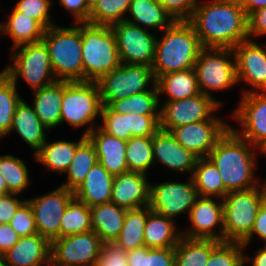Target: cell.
I'll return each instance as SVG.
<instances>
[{"instance_id":"cell-1","label":"cell","mask_w":266,"mask_h":266,"mask_svg":"<svg viewBox=\"0 0 266 266\" xmlns=\"http://www.w3.org/2000/svg\"><path fill=\"white\" fill-rule=\"evenodd\" d=\"M202 48L233 49L248 40L247 15L240 0H210L198 4L188 20Z\"/></svg>"},{"instance_id":"cell-2","label":"cell","mask_w":266,"mask_h":266,"mask_svg":"<svg viewBox=\"0 0 266 266\" xmlns=\"http://www.w3.org/2000/svg\"><path fill=\"white\" fill-rule=\"evenodd\" d=\"M257 149L259 148L229 128L207 155L219 171L228 192L247 190L260 185L259 181L254 179L257 156L254 150Z\"/></svg>"},{"instance_id":"cell-3","label":"cell","mask_w":266,"mask_h":266,"mask_svg":"<svg viewBox=\"0 0 266 266\" xmlns=\"http://www.w3.org/2000/svg\"><path fill=\"white\" fill-rule=\"evenodd\" d=\"M157 39L152 69L156 79L170 72L194 68L202 49L194 27L188 20H176Z\"/></svg>"},{"instance_id":"cell-4","label":"cell","mask_w":266,"mask_h":266,"mask_svg":"<svg viewBox=\"0 0 266 266\" xmlns=\"http://www.w3.org/2000/svg\"><path fill=\"white\" fill-rule=\"evenodd\" d=\"M83 81L97 82L121 64L111 26L80 22Z\"/></svg>"},{"instance_id":"cell-5","label":"cell","mask_w":266,"mask_h":266,"mask_svg":"<svg viewBox=\"0 0 266 266\" xmlns=\"http://www.w3.org/2000/svg\"><path fill=\"white\" fill-rule=\"evenodd\" d=\"M76 24L73 27L55 24L43 35L42 41L48 48L56 80L83 81L82 36L80 22Z\"/></svg>"},{"instance_id":"cell-6","label":"cell","mask_w":266,"mask_h":266,"mask_svg":"<svg viewBox=\"0 0 266 266\" xmlns=\"http://www.w3.org/2000/svg\"><path fill=\"white\" fill-rule=\"evenodd\" d=\"M265 199L266 182L251 189L231 191L224 197V241L242 242L251 233L258 209Z\"/></svg>"},{"instance_id":"cell-7","label":"cell","mask_w":266,"mask_h":266,"mask_svg":"<svg viewBox=\"0 0 266 266\" xmlns=\"http://www.w3.org/2000/svg\"><path fill=\"white\" fill-rule=\"evenodd\" d=\"M102 107L97 82L64 81L60 124L66 121L73 128H80L87 124L88 129L83 133L87 136L95 128L92 122L97 116H101Z\"/></svg>"},{"instance_id":"cell-8","label":"cell","mask_w":266,"mask_h":266,"mask_svg":"<svg viewBox=\"0 0 266 266\" xmlns=\"http://www.w3.org/2000/svg\"><path fill=\"white\" fill-rule=\"evenodd\" d=\"M11 53L13 64L2 69V72L14 84H18L19 76L33 90L43 88L56 81L48 48L43 41L15 47Z\"/></svg>"},{"instance_id":"cell-9","label":"cell","mask_w":266,"mask_h":266,"mask_svg":"<svg viewBox=\"0 0 266 266\" xmlns=\"http://www.w3.org/2000/svg\"><path fill=\"white\" fill-rule=\"evenodd\" d=\"M194 69L200 92L209 97H213L212 91H224L238 83L235 56L230 48H202Z\"/></svg>"},{"instance_id":"cell-10","label":"cell","mask_w":266,"mask_h":266,"mask_svg":"<svg viewBox=\"0 0 266 266\" xmlns=\"http://www.w3.org/2000/svg\"><path fill=\"white\" fill-rule=\"evenodd\" d=\"M156 82L152 67L121 63L118 68L102 76L97 84L102 105L108 106L112 101L152 90L156 86ZM149 84L153 86L148 88Z\"/></svg>"},{"instance_id":"cell-11","label":"cell","mask_w":266,"mask_h":266,"mask_svg":"<svg viewBox=\"0 0 266 266\" xmlns=\"http://www.w3.org/2000/svg\"><path fill=\"white\" fill-rule=\"evenodd\" d=\"M111 29L121 63L152 67L157 39L148 29L127 21L115 23Z\"/></svg>"},{"instance_id":"cell-12","label":"cell","mask_w":266,"mask_h":266,"mask_svg":"<svg viewBox=\"0 0 266 266\" xmlns=\"http://www.w3.org/2000/svg\"><path fill=\"white\" fill-rule=\"evenodd\" d=\"M221 105L220 100L201 92L190 98L165 101L159 108L160 129L170 131L181 125L209 120L213 117L212 112L221 108Z\"/></svg>"},{"instance_id":"cell-13","label":"cell","mask_w":266,"mask_h":266,"mask_svg":"<svg viewBox=\"0 0 266 266\" xmlns=\"http://www.w3.org/2000/svg\"><path fill=\"white\" fill-rule=\"evenodd\" d=\"M199 197L193 177L188 182H162L150 184L149 208L167 218L187 212Z\"/></svg>"},{"instance_id":"cell-14","label":"cell","mask_w":266,"mask_h":266,"mask_svg":"<svg viewBox=\"0 0 266 266\" xmlns=\"http://www.w3.org/2000/svg\"><path fill=\"white\" fill-rule=\"evenodd\" d=\"M73 198V191L60 185L45 195L26 199L33 211L37 233L50 242L60 238L61 218Z\"/></svg>"},{"instance_id":"cell-15","label":"cell","mask_w":266,"mask_h":266,"mask_svg":"<svg viewBox=\"0 0 266 266\" xmlns=\"http://www.w3.org/2000/svg\"><path fill=\"white\" fill-rule=\"evenodd\" d=\"M243 90L241 101L233 112L242 131L230 127L238 136L259 148L266 142V92Z\"/></svg>"},{"instance_id":"cell-16","label":"cell","mask_w":266,"mask_h":266,"mask_svg":"<svg viewBox=\"0 0 266 266\" xmlns=\"http://www.w3.org/2000/svg\"><path fill=\"white\" fill-rule=\"evenodd\" d=\"M101 246L102 241L93 230L71 234L51 241L50 257L63 264L95 266Z\"/></svg>"},{"instance_id":"cell-17","label":"cell","mask_w":266,"mask_h":266,"mask_svg":"<svg viewBox=\"0 0 266 266\" xmlns=\"http://www.w3.org/2000/svg\"><path fill=\"white\" fill-rule=\"evenodd\" d=\"M231 126L213 116L209 120L181 125L170 130L175 140L197 157H207Z\"/></svg>"},{"instance_id":"cell-18","label":"cell","mask_w":266,"mask_h":266,"mask_svg":"<svg viewBox=\"0 0 266 266\" xmlns=\"http://www.w3.org/2000/svg\"><path fill=\"white\" fill-rule=\"evenodd\" d=\"M223 200L214 201L211 197L199 196L190 210L191 227L181 235L193 239H212L224 241ZM219 224L218 234L214 227Z\"/></svg>"},{"instance_id":"cell-19","label":"cell","mask_w":266,"mask_h":266,"mask_svg":"<svg viewBox=\"0 0 266 266\" xmlns=\"http://www.w3.org/2000/svg\"><path fill=\"white\" fill-rule=\"evenodd\" d=\"M265 48L249 39L233 48L238 83L244 81L254 92H266Z\"/></svg>"},{"instance_id":"cell-20","label":"cell","mask_w":266,"mask_h":266,"mask_svg":"<svg viewBox=\"0 0 266 266\" xmlns=\"http://www.w3.org/2000/svg\"><path fill=\"white\" fill-rule=\"evenodd\" d=\"M154 164L160 163L175 172H194L199 157L180 145L170 131L159 129L152 138Z\"/></svg>"},{"instance_id":"cell-21","label":"cell","mask_w":266,"mask_h":266,"mask_svg":"<svg viewBox=\"0 0 266 266\" xmlns=\"http://www.w3.org/2000/svg\"><path fill=\"white\" fill-rule=\"evenodd\" d=\"M146 176L129 171L114 176L110 202L126 210L149 205L151 183Z\"/></svg>"},{"instance_id":"cell-22","label":"cell","mask_w":266,"mask_h":266,"mask_svg":"<svg viewBox=\"0 0 266 266\" xmlns=\"http://www.w3.org/2000/svg\"><path fill=\"white\" fill-rule=\"evenodd\" d=\"M87 138L94 145L98 162L113 176L128 172L126 162L127 141L109 135L95 127Z\"/></svg>"},{"instance_id":"cell-23","label":"cell","mask_w":266,"mask_h":266,"mask_svg":"<svg viewBox=\"0 0 266 266\" xmlns=\"http://www.w3.org/2000/svg\"><path fill=\"white\" fill-rule=\"evenodd\" d=\"M50 250L51 242L37 233L19 237L18 242L3 255L9 266H47Z\"/></svg>"},{"instance_id":"cell-24","label":"cell","mask_w":266,"mask_h":266,"mask_svg":"<svg viewBox=\"0 0 266 266\" xmlns=\"http://www.w3.org/2000/svg\"><path fill=\"white\" fill-rule=\"evenodd\" d=\"M113 177L98 162L90 169L83 183L73 192L74 197L89 207L109 203Z\"/></svg>"},{"instance_id":"cell-25","label":"cell","mask_w":266,"mask_h":266,"mask_svg":"<svg viewBox=\"0 0 266 266\" xmlns=\"http://www.w3.org/2000/svg\"><path fill=\"white\" fill-rule=\"evenodd\" d=\"M63 91L64 81L56 80L33 92L32 107L41 123L50 130L60 125Z\"/></svg>"},{"instance_id":"cell-26","label":"cell","mask_w":266,"mask_h":266,"mask_svg":"<svg viewBox=\"0 0 266 266\" xmlns=\"http://www.w3.org/2000/svg\"><path fill=\"white\" fill-rule=\"evenodd\" d=\"M45 127L36 115L33 107L22 99L16 106L10 132L16 131L34 150V154L46 142Z\"/></svg>"},{"instance_id":"cell-27","label":"cell","mask_w":266,"mask_h":266,"mask_svg":"<svg viewBox=\"0 0 266 266\" xmlns=\"http://www.w3.org/2000/svg\"><path fill=\"white\" fill-rule=\"evenodd\" d=\"M174 219L160 215L147 205V219L144 229V242L148 248L175 247L181 232H177Z\"/></svg>"},{"instance_id":"cell-28","label":"cell","mask_w":266,"mask_h":266,"mask_svg":"<svg viewBox=\"0 0 266 266\" xmlns=\"http://www.w3.org/2000/svg\"><path fill=\"white\" fill-rule=\"evenodd\" d=\"M46 28L30 16L16 11L14 8L6 23H0V33L13 40L12 49L21 45L42 41Z\"/></svg>"},{"instance_id":"cell-29","label":"cell","mask_w":266,"mask_h":266,"mask_svg":"<svg viewBox=\"0 0 266 266\" xmlns=\"http://www.w3.org/2000/svg\"><path fill=\"white\" fill-rule=\"evenodd\" d=\"M92 230L102 242L115 241L123 227L126 209L109 202L90 207Z\"/></svg>"},{"instance_id":"cell-30","label":"cell","mask_w":266,"mask_h":266,"mask_svg":"<svg viewBox=\"0 0 266 266\" xmlns=\"http://www.w3.org/2000/svg\"><path fill=\"white\" fill-rule=\"evenodd\" d=\"M158 94L168 96L165 101L181 100L200 93L194 68L160 75L156 82Z\"/></svg>"},{"instance_id":"cell-31","label":"cell","mask_w":266,"mask_h":266,"mask_svg":"<svg viewBox=\"0 0 266 266\" xmlns=\"http://www.w3.org/2000/svg\"><path fill=\"white\" fill-rule=\"evenodd\" d=\"M87 138L82 135L78 141L46 142L34 154L35 160L41 162L45 168L63 174L69 168L75 156L77 147Z\"/></svg>"},{"instance_id":"cell-32","label":"cell","mask_w":266,"mask_h":266,"mask_svg":"<svg viewBox=\"0 0 266 266\" xmlns=\"http://www.w3.org/2000/svg\"><path fill=\"white\" fill-rule=\"evenodd\" d=\"M128 13L132 20L126 18L125 21L139 27L156 28L160 31L175 21L157 0H131Z\"/></svg>"},{"instance_id":"cell-33","label":"cell","mask_w":266,"mask_h":266,"mask_svg":"<svg viewBox=\"0 0 266 266\" xmlns=\"http://www.w3.org/2000/svg\"><path fill=\"white\" fill-rule=\"evenodd\" d=\"M212 239H193L181 236L175 251V266H206L211 251L219 244Z\"/></svg>"},{"instance_id":"cell-34","label":"cell","mask_w":266,"mask_h":266,"mask_svg":"<svg viewBox=\"0 0 266 266\" xmlns=\"http://www.w3.org/2000/svg\"><path fill=\"white\" fill-rule=\"evenodd\" d=\"M192 177L199 196L213 195L223 200L229 193L224 187L219 171L207 157L198 158Z\"/></svg>"},{"instance_id":"cell-35","label":"cell","mask_w":266,"mask_h":266,"mask_svg":"<svg viewBox=\"0 0 266 266\" xmlns=\"http://www.w3.org/2000/svg\"><path fill=\"white\" fill-rule=\"evenodd\" d=\"M147 219V206L126 210L123 227L115 242L129 251L145 246L144 229Z\"/></svg>"},{"instance_id":"cell-36","label":"cell","mask_w":266,"mask_h":266,"mask_svg":"<svg viewBox=\"0 0 266 266\" xmlns=\"http://www.w3.org/2000/svg\"><path fill=\"white\" fill-rule=\"evenodd\" d=\"M98 163L94 145L86 138L78 147L67 169V181L61 186L68 190L75 191L85 180L90 169Z\"/></svg>"},{"instance_id":"cell-37","label":"cell","mask_w":266,"mask_h":266,"mask_svg":"<svg viewBox=\"0 0 266 266\" xmlns=\"http://www.w3.org/2000/svg\"><path fill=\"white\" fill-rule=\"evenodd\" d=\"M159 98L156 85L152 90L112 101L108 106L119 114L159 115Z\"/></svg>"},{"instance_id":"cell-38","label":"cell","mask_w":266,"mask_h":266,"mask_svg":"<svg viewBox=\"0 0 266 266\" xmlns=\"http://www.w3.org/2000/svg\"><path fill=\"white\" fill-rule=\"evenodd\" d=\"M92 231L90 207L73 198L60 223V237Z\"/></svg>"},{"instance_id":"cell-39","label":"cell","mask_w":266,"mask_h":266,"mask_svg":"<svg viewBox=\"0 0 266 266\" xmlns=\"http://www.w3.org/2000/svg\"><path fill=\"white\" fill-rule=\"evenodd\" d=\"M152 138L131 137L126 145V162L129 172L145 174L154 163Z\"/></svg>"},{"instance_id":"cell-40","label":"cell","mask_w":266,"mask_h":266,"mask_svg":"<svg viewBox=\"0 0 266 266\" xmlns=\"http://www.w3.org/2000/svg\"><path fill=\"white\" fill-rule=\"evenodd\" d=\"M0 175L10 193L19 194L29 186V171L26 163L12 155H0Z\"/></svg>"},{"instance_id":"cell-41","label":"cell","mask_w":266,"mask_h":266,"mask_svg":"<svg viewBox=\"0 0 266 266\" xmlns=\"http://www.w3.org/2000/svg\"><path fill=\"white\" fill-rule=\"evenodd\" d=\"M14 84L2 71L0 72V138L10 134L16 106L21 101Z\"/></svg>"},{"instance_id":"cell-42","label":"cell","mask_w":266,"mask_h":266,"mask_svg":"<svg viewBox=\"0 0 266 266\" xmlns=\"http://www.w3.org/2000/svg\"><path fill=\"white\" fill-rule=\"evenodd\" d=\"M128 266H175L174 247L148 248L146 246L126 251Z\"/></svg>"},{"instance_id":"cell-43","label":"cell","mask_w":266,"mask_h":266,"mask_svg":"<svg viewBox=\"0 0 266 266\" xmlns=\"http://www.w3.org/2000/svg\"><path fill=\"white\" fill-rule=\"evenodd\" d=\"M131 0H99L91 11L89 23L112 26L125 21ZM124 16V17H123Z\"/></svg>"},{"instance_id":"cell-44","label":"cell","mask_w":266,"mask_h":266,"mask_svg":"<svg viewBox=\"0 0 266 266\" xmlns=\"http://www.w3.org/2000/svg\"><path fill=\"white\" fill-rule=\"evenodd\" d=\"M241 242L221 241L210 254L206 266H240L244 263Z\"/></svg>"},{"instance_id":"cell-45","label":"cell","mask_w":266,"mask_h":266,"mask_svg":"<svg viewBox=\"0 0 266 266\" xmlns=\"http://www.w3.org/2000/svg\"><path fill=\"white\" fill-rule=\"evenodd\" d=\"M100 117L103 124L99 128L102 131L126 141L132 137L129 130V114H119L109 106H103Z\"/></svg>"},{"instance_id":"cell-46","label":"cell","mask_w":266,"mask_h":266,"mask_svg":"<svg viewBox=\"0 0 266 266\" xmlns=\"http://www.w3.org/2000/svg\"><path fill=\"white\" fill-rule=\"evenodd\" d=\"M52 0H19L14 9L39 21L46 29L53 26L49 13Z\"/></svg>"},{"instance_id":"cell-47","label":"cell","mask_w":266,"mask_h":266,"mask_svg":"<svg viewBox=\"0 0 266 266\" xmlns=\"http://www.w3.org/2000/svg\"><path fill=\"white\" fill-rule=\"evenodd\" d=\"M9 225L19 237L37 234V227L30 204L25 201L10 220Z\"/></svg>"},{"instance_id":"cell-48","label":"cell","mask_w":266,"mask_h":266,"mask_svg":"<svg viewBox=\"0 0 266 266\" xmlns=\"http://www.w3.org/2000/svg\"><path fill=\"white\" fill-rule=\"evenodd\" d=\"M159 129V115L129 114V130L132 137L153 136Z\"/></svg>"},{"instance_id":"cell-49","label":"cell","mask_w":266,"mask_h":266,"mask_svg":"<svg viewBox=\"0 0 266 266\" xmlns=\"http://www.w3.org/2000/svg\"><path fill=\"white\" fill-rule=\"evenodd\" d=\"M95 266H128L126 251L115 241H104Z\"/></svg>"},{"instance_id":"cell-50","label":"cell","mask_w":266,"mask_h":266,"mask_svg":"<svg viewBox=\"0 0 266 266\" xmlns=\"http://www.w3.org/2000/svg\"><path fill=\"white\" fill-rule=\"evenodd\" d=\"M176 20H189L200 0H157Z\"/></svg>"},{"instance_id":"cell-51","label":"cell","mask_w":266,"mask_h":266,"mask_svg":"<svg viewBox=\"0 0 266 266\" xmlns=\"http://www.w3.org/2000/svg\"><path fill=\"white\" fill-rule=\"evenodd\" d=\"M19 194L9 193L0 195V224L9 223L19 207L26 201L14 197Z\"/></svg>"},{"instance_id":"cell-52","label":"cell","mask_w":266,"mask_h":266,"mask_svg":"<svg viewBox=\"0 0 266 266\" xmlns=\"http://www.w3.org/2000/svg\"><path fill=\"white\" fill-rule=\"evenodd\" d=\"M248 22V39L252 40L250 36L266 35V7L252 12L247 17Z\"/></svg>"},{"instance_id":"cell-53","label":"cell","mask_w":266,"mask_h":266,"mask_svg":"<svg viewBox=\"0 0 266 266\" xmlns=\"http://www.w3.org/2000/svg\"><path fill=\"white\" fill-rule=\"evenodd\" d=\"M254 235H257L259 238L263 239L266 245V199L258 209L251 233L241 242L244 248L248 246Z\"/></svg>"},{"instance_id":"cell-54","label":"cell","mask_w":266,"mask_h":266,"mask_svg":"<svg viewBox=\"0 0 266 266\" xmlns=\"http://www.w3.org/2000/svg\"><path fill=\"white\" fill-rule=\"evenodd\" d=\"M62 7L74 15V22H89L91 11L88 9L85 0H59Z\"/></svg>"},{"instance_id":"cell-55","label":"cell","mask_w":266,"mask_h":266,"mask_svg":"<svg viewBox=\"0 0 266 266\" xmlns=\"http://www.w3.org/2000/svg\"><path fill=\"white\" fill-rule=\"evenodd\" d=\"M19 240L18 234L9 223L0 224V254H4Z\"/></svg>"},{"instance_id":"cell-56","label":"cell","mask_w":266,"mask_h":266,"mask_svg":"<svg viewBox=\"0 0 266 266\" xmlns=\"http://www.w3.org/2000/svg\"><path fill=\"white\" fill-rule=\"evenodd\" d=\"M247 17L254 11L266 7V0H240Z\"/></svg>"},{"instance_id":"cell-57","label":"cell","mask_w":266,"mask_h":266,"mask_svg":"<svg viewBox=\"0 0 266 266\" xmlns=\"http://www.w3.org/2000/svg\"><path fill=\"white\" fill-rule=\"evenodd\" d=\"M247 255L244 254V263L251 261L252 266H266V245L264 244L263 248H260L254 257H246ZM251 259V260H250Z\"/></svg>"},{"instance_id":"cell-58","label":"cell","mask_w":266,"mask_h":266,"mask_svg":"<svg viewBox=\"0 0 266 266\" xmlns=\"http://www.w3.org/2000/svg\"><path fill=\"white\" fill-rule=\"evenodd\" d=\"M10 192L7 189L6 182L3 177L0 175V195L9 194Z\"/></svg>"},{"instance_id":"cell-59","label":"cell","mask_w":266,"mask_h":266,"mask_svg":"<svg viewBox=\"0 0 266 266\" xmlns=\"http://www.w3.org/2000/svg\"><path fill=\"white\" fill-rule=\"evenodd\" d=\"M99 0H85V3L90 11L98 4Z\"/></svg>"},{"instance_id":"cell-60","label":"cell","mask_w":266,"mask_h":266,"mask_svg":"<svg viewBox=\"0 0 266 266\" xmlns=\"http://www.w3.org/2000/svg\"><path fill=\"white\" fill-rule=\"evenodd\" d=\"M47 266H77V265L63 264V263L55 262V261L50 257Z\"/></svg>"},{"instance_id":"cell-61","label":"cell","mask_w":266,"mask_h":266,"mask_svg":"<svg viewBox=\"0 0 266 266\" xmlns=\"http://www.w3.org/2000/svg\"><path fill=\"white\" fill-rule=\"evenodd\" d=\"M0 266H9V265L6 263V260H5L4 255H2V254H0Z\"/></svg>"},{"instance_id":"cell-62","label":"cell","mask_w":266,"mask_h":266,"mask_svg":"<svg viewBox=\"0 0 266 266\" xmlns=\"http://www.w3.org/2000/svg\"><path fill=\"white\" fill-rule=\"evenodd\" d=\"M259 151H261V153H264L266 155V142H264L260 147H259Z\"/></svg>"}]
</instances>
